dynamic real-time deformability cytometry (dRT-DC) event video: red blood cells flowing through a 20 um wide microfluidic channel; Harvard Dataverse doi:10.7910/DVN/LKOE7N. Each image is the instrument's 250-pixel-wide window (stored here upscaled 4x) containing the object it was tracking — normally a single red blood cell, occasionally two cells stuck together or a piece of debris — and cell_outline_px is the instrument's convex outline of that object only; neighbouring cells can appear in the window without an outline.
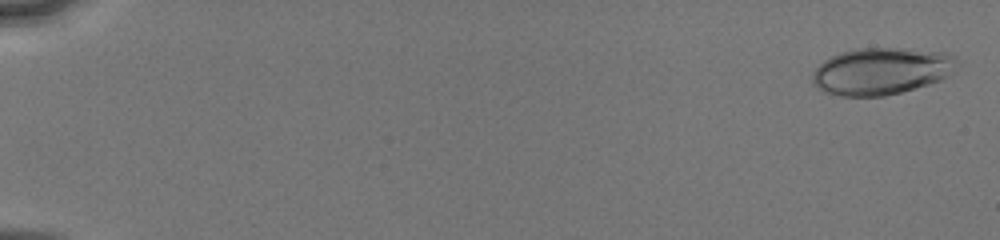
{"species": "human", "species_latin": "Homo sapiens", "temperature_condition": "cold", "stored_images_in_passage": 52, "camera_frame_rate_fps": 3000, "um_per_image_px": 0.085, "donor": {"sex": "male"}, "frame": {"image": 1, "passage_image": 2, "time_ms": 0.333, "image_size_px": [1000, 240], "cell_outline_px": [[960, 64], [948, 76], [940, 80], [928, 84], [900, 92], [884, 96], [840, 96], [824, 92], [812, 84], [812, 72], [824, 60], [840, 52], [856, 48], [904, 48], [944, 52], [956, 56]], "centroid_in_image_um": [74.93, 6.03], "position_along_channel_um": 10.1, "area_um2": 39.88}}
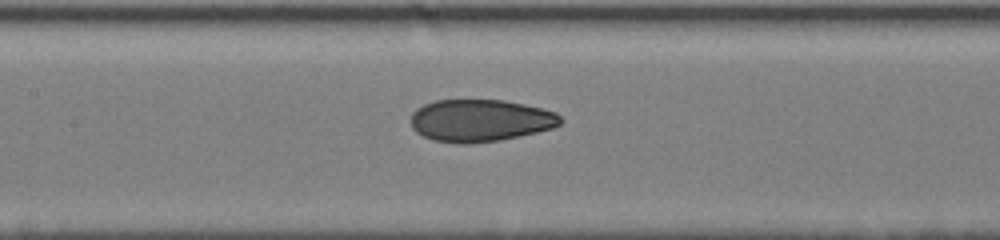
{"frame": {"image": 2, "passage_image": 27, "time_ms": 8.667, "image_size_px": [1000, 240], "cell_outline_px": [[564, 120], [560, 124], [552, 128], [520, 136], [500, 140], [468, 144], [460, 144], [432, 140], [416, 132], [412, 128], [412, 112], [416, 108], [424, 104], [436, 100], [504, 100], [524, 104], [556, 112]], "centroid_in_image_um": [40.82, 10.24], "position_along_channel_um": 166.6, "area_um2": 36.93}}
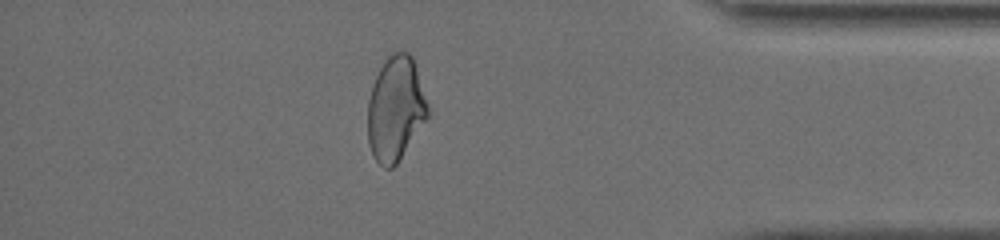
{"frame": {"image": 3, "passage_image": 46, "time_ms": 15.0, "image_size_px": [1000, 240], "cell_outline_px": [[428, 116], [396, 164], [392, 168], [384, 168], [376, 160], [368, 144], [368, 100], [376, 76], [384, 60], [392, 52], [408, 52], [412, 56], [428, 104]], "centroid_in_image_um": [33.61, 9.23], "position_along_channel_um": 401.6, "area_um2": 36.07}, "authors_computed_cell_mechanics": {"area_um2": 37.1654, "velocity_mm_per_s": 4.1066, "shape_relaxation_time_tau1_ms": 4.8706, "shape_relaxation_time_tau2_ms": 1.5741, "deformation_change_tau1": 0.1446, "deformation_change_tau2": 0.0628}}